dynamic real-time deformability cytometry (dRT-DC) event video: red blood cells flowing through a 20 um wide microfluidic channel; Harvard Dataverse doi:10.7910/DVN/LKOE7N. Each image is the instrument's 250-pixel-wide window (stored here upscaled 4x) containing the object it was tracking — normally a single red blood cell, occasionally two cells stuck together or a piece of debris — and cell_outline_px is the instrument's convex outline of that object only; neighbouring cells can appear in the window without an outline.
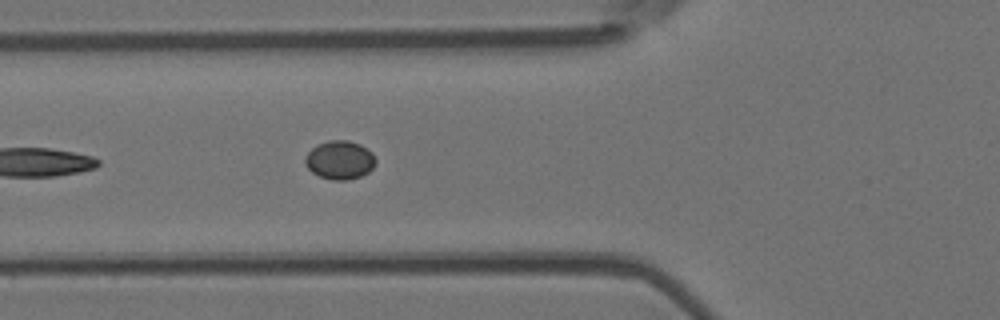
{"species": "Egyptian fruit bat (a non-hibernating species)", "species_latin": "Rousettus aegyptiacus", "temperature_condition": "room temperature", "stored_images_in_passage": 6, "segment_of_instrument_passage": [1, 2], "camera_frame_rate_fps": 3000, "um_per_image_px": 0.085, "animal": {"sex": "female"}, "frame": {"image": 1, "passage_image": 5, "time_ms": 4.667, "image_size_px": [1000, 320], "cell_outline_px": [[376, 164], [368, 172], [360, 176], [348, 180], [332, 180], [320, 176], [312, 172], [304, 164], [304, 160], [308, 152], [316, 144], [328, 140], [348, 140], [360, 144], [372, 152], [376, 160]], "centroid_in_image_um": [28.87, 13.59], "position_along_channel_um": 96.9, "area_um2": 15.95}}